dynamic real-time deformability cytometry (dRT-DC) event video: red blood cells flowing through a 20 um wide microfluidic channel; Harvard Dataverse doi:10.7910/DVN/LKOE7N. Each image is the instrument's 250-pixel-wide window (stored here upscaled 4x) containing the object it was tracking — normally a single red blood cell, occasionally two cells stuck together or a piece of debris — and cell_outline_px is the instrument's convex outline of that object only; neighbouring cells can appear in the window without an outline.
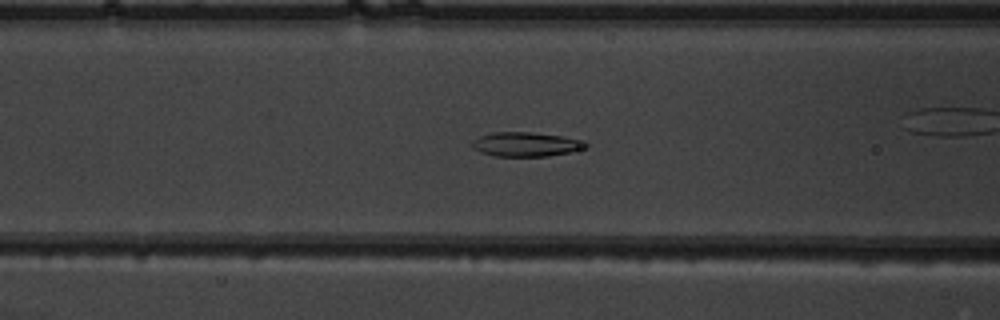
{"species": "common noctule bat (a hibernating species)", "species_latin": "Nyctalus noctula", "temperature_condition": "warm", "stored_images_in_passage": 42, "camera_frame_rate_fps": 3000, "um_per_image_px": 0.085, "animal": {"sex": "male", "body_mass_g": 19.5, "forearm_length_mm": 54.6}, "frame": {"image": 1, "passage_image": 11, "time_ms": 3.333, "image_size_px": [1000, 320], "cell_outline_px": [[588, 148], [572, 152], [548, 156], [492, 156], [480, 152], [472, 148], [472, 140], [480, 136], [492, 132], [528, 132], [560, 136], [576, 140], [588, 144]], "centroid_in_image_um": [44.65, 12.28], "position_along_channel_um": 121.9, "area_um2": 16.01}}
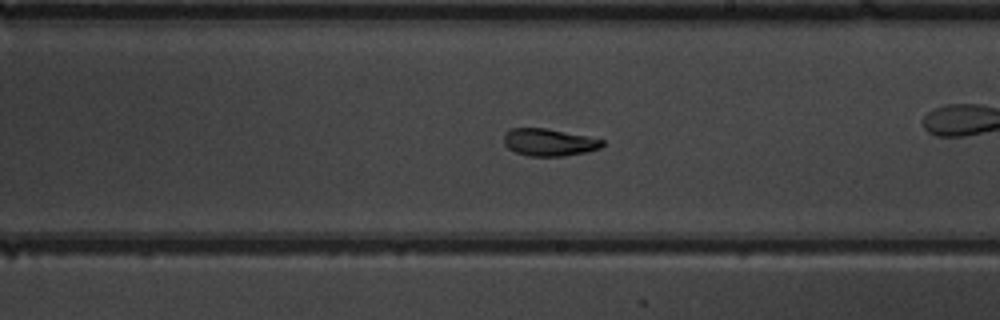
{"frame": {"image": 2, "passage_image": 20, "time_ms": 6.333, "image_size_px": [1000, 320], "cell_outline_px": [[604, 144], [600, 148], [588, 152], [564, 156], [528, 156], [516, 152], [508, 148], [504, 144], [504, 132], [512, 128], [544, 128], [588, 136], [604, 140]], "centroid_in_image_um": [46.67, 12.1], "position_along_channel_um": 242.3, "area_um2": 15.72}}
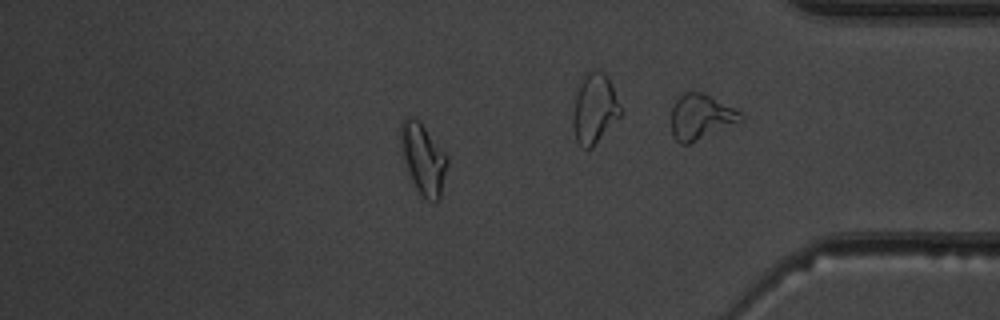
{"frame": {"image": 3, "passage_image": 34, "time_ms": 11.0, "image_size_px": [1000, 320], "cell_outline_px": [[448, 164], [440, 196], [436, 204], [428, 200], [416, 188], [412, 180], [404, 160], [400, 140], [400, 124], [404, 116], [412, 116], [420, 120], [448, 156]], "centroid_in_image_um": [35.98, 13.44], "position_along_channel_um": 399.2, "area_um2": 19.25}, "authors_computed_cell_mechanics": {"area_um2": 16.2418, "velocity_mm_per_s": 4.0224, "shape_relaxation_time_tau1_ms": 5.3656, "shape_relaxation_time_tau2_ms": 2.7869, "deformation_change_tau1": 0.192, "deformation_change_tau2": 0.1053}}